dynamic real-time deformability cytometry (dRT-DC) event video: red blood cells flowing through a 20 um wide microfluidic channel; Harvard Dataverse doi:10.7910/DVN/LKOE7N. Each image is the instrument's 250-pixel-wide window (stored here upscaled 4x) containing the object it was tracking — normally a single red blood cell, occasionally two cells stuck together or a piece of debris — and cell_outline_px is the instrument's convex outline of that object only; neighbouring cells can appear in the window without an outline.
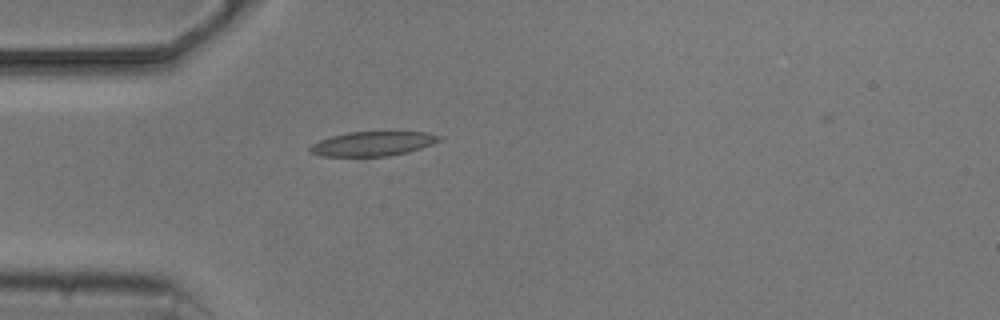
{"species": "common noctule bat (a hibernating species)", "species_latin": "Nyctalus noctula", "temperature_condition": "cold", "stored_images_in_passage": 1, "camera_frame_rate_fps": 3000, "um_per_image_px": 0.085, "animal": {"sex": "male", "body_mass_g": 20.5, "forearm_length_mm": 52.5}, "frame": {"image": 1, "passage_image": 1, "time_ms": 0.0, "image_size_px": [1000, 320], "cell_outline_px": [[440, 140], [432, 144], [408, 152], [388, 156], [320, 156], [312, 152], [308, 148], [312, 144], [320, 140], [332, 136], [348, 132], [428, 132], [440, 136]], "centroid_in_image_um": [31.68, 12.21], "position_along_channel_um": 53.3, "area_um2": 18.21}}